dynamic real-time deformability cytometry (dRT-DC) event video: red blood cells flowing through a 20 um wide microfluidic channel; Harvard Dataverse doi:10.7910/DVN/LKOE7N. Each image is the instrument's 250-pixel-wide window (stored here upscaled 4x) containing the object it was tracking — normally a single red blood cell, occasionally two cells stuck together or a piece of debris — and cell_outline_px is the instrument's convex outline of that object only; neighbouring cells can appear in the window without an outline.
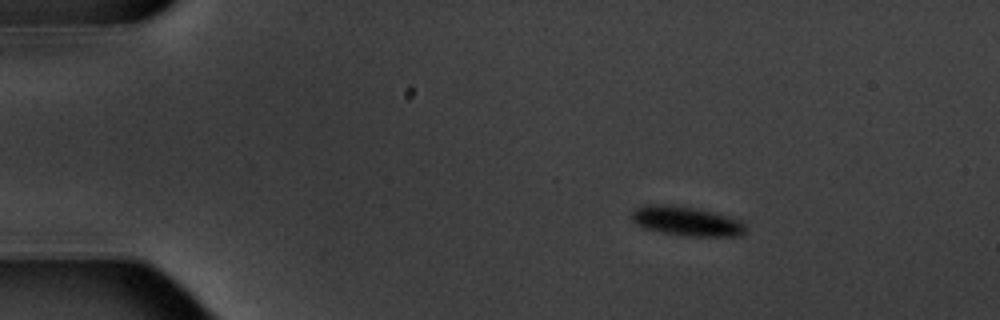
{"species": "common noctule bat (a hibernating species)", "species_latin": "Nyctalus noctula", "temperature_condition": "warm", "stored_images_in_passage": 3, "camera_frame_rate_fps": 3000, "um_per_image_px": 0.085, "animal": {"sex": "male", "body_mass_g": 20.1, "forearm_length_mm": 53.5}, "frame": {"image": 1, "passage_image": 1, "time_ms": 0.0, "image_size_px": [1000, 320], "cell_outline_px": [[748, 232], [740, 236], [684, 236], [660, 232], [644, 228], [636, 224], [632, 220], [632, 212], [636, 208], [644, 204], [672, 204], [696, 208], [716, 212], [740, 220], [748, 228]], "centroid_in_image_um": [58.38, 18.79], "position_along_channel_um": 26.6, "area_um2": 19.94}}